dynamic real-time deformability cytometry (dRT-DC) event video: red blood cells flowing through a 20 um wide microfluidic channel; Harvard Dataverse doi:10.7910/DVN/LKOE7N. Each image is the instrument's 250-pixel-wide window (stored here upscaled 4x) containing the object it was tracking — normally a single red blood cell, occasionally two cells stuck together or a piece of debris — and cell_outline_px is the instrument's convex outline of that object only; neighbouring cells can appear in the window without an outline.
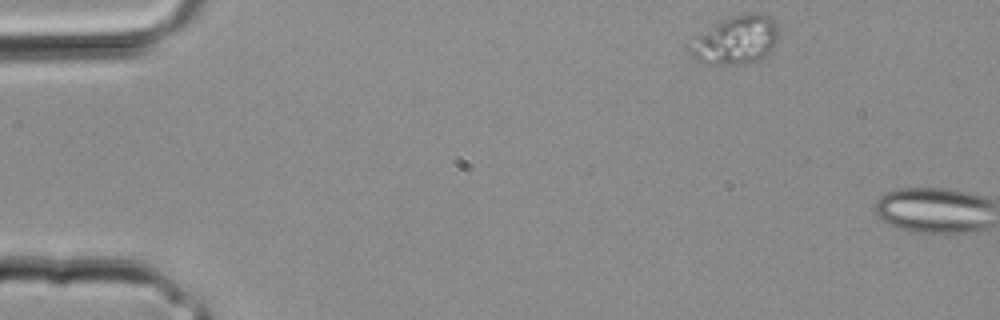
{"species": "common noctule bat (a hibernating species)", "species_latin": "Nyctalus noctula", "temperature_condition": "room temperature", "stored_images_in_passage": 2, "segment_of_instrument_passage": [1, 2], "camera_frame_rate_fps": 3000, "um_per_image_px": 0.085, "animal": {"sex": "male", "body_mass_g": 20.4}, "frame": {"image": 1, "passage_image": 1, "time_ms": 0.0, "image_size_px": [1000, 320], "cell_outline_px": [[780, 36], [776, 44], [764, 56], [748, 64], [708, 64], [696, 60], [692, 56], [688, 48], [708, 28], [732, 16], [744, 12], [764, 12], [772, 16], [776, 24]], "centroid_in_image_um": [62.64, 3.38], "position_along_channel_um": 22.4, "area_um2": 24.97}}